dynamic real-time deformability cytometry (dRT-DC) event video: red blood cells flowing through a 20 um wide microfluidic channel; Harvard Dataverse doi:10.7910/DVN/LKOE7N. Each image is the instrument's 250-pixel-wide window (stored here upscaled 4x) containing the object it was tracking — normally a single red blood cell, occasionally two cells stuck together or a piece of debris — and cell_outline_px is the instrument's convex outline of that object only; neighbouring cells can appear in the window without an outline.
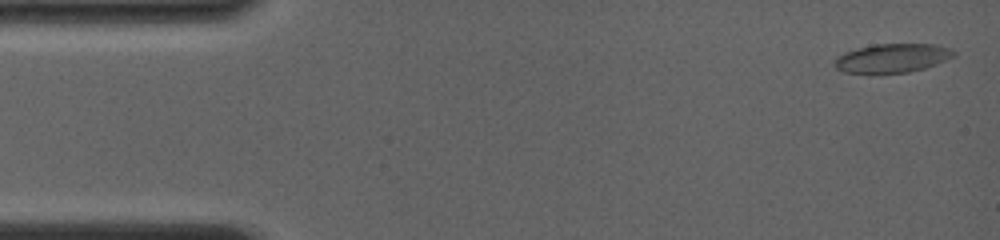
{"species": "common noctule bat (a hibernating species)", "species_latin": "Nyctalus noctula", "temperature_condition": "room temperature", "stored_images_in_passage": 8, "segment_of_instrument_passage": [1, 2], "camera_frame_rate_fps": 4000, "um_per_image_px": 0.085, "animal": {"sex": "female", "body_mass_g": 19.0, "forearm_length_mm": 56.7}, "frame": {"image": 1, "passage_image": 1, "time_ms": 0.0, "image_size_px": [1000, 240], "cell_outline_px": [[956, 52], [952, 56], [936, 64], [924, 68], [908, 72], [844, 72], [836, 68], [836, 60], [844, 52], [876, 44], [936, 44], [948, 48]], "centroid_in_image_um": [75.87, 4.92], "position_along_channel_um": 9.1, "area_um2": 19.36}}
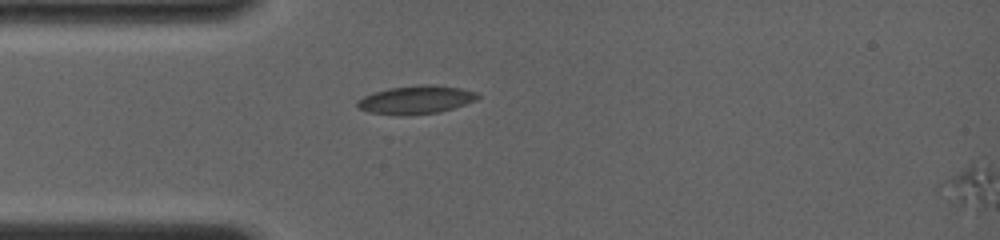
{"frame": {"image": 2, "passage_image": 7, "time_ms": 3.75, "image_size_px": [1000, 240], "cell_outline_px": [[480, 96], [476, 100], [440, 112], [408, 116], [368, 112], [356, 108], [356, 100], [364, 96], [388, 88], [420, 84], [432, 84], [460, 88], [476, 92]], "centroid_in_image_um": [35.33, 8.48], "position_along_channel_um": 49.7, "area_um2": 19.94}}